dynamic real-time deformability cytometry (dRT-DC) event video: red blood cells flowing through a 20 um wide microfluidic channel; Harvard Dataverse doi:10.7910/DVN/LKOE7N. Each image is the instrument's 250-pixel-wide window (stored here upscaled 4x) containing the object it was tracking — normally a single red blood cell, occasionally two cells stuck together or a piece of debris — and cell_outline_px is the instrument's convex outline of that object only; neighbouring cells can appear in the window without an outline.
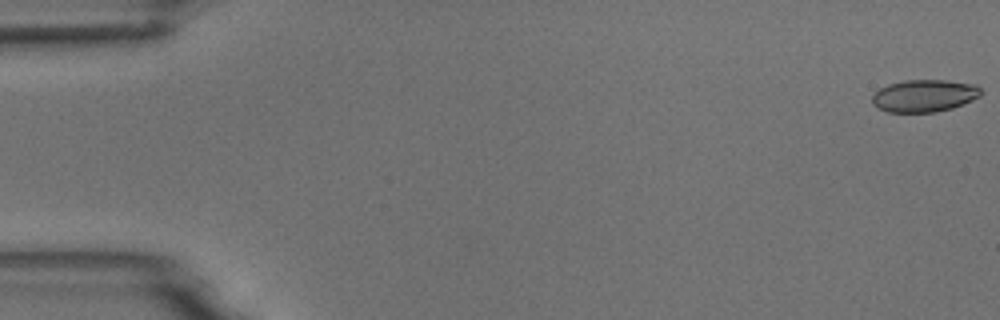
{"species": "common noctule bat (a hibernating species)", "species_latin": "Nyctalus noctula", "temperature_condition": "room temperature", "stored_images_in_passage": 5, "camera_frame_rate_fps": 3000, "um_per_image_px": 0.085, "animal": {"sex": "male", "body_mass_g": 18.8}, "frame": {"image": 1, "passage_image": 1, "time_ms": 0.0, "image_size_px": [1000, 320], "cell_outline_px": [[984, 92], [980, 96], [972, 100], [952, 108], [936, 112], [888, 112], [872, 104], [872, 96], [880, 88], [888, 84], [904, 80], [948, 80], [976, 84]], "centroid_in_image_um": [78.59, 8.13], "position_along_channel_um": 6.4, "area_um2": 20.58}}
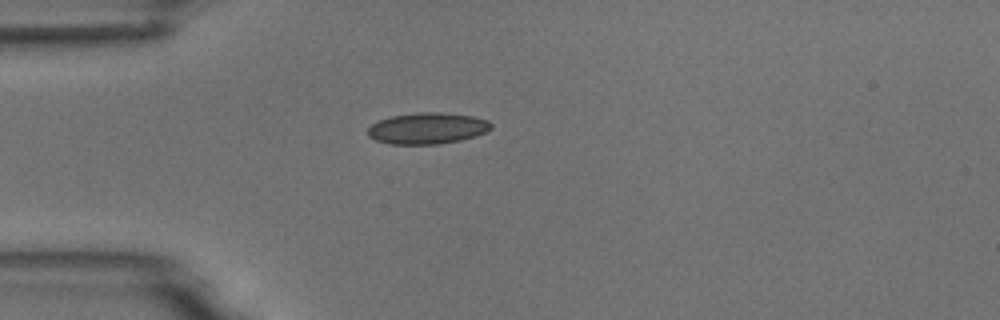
{"frame": {"image": 2, "passage_image": 5, "time_ms": 4.667, "image_size_px": [1000, 320], "cell_outline_px": [[492, 128], [476, 136], [460, 140], [436, 144], [388, 144], [376, 140], [368, 136], [368, 128], [372, 124], [380, 120], [392, 116], [416, 112], [440, 112], [472, 116], [488, 120], [492, 124]], "centroid_in_image_um": [36.32, 10.9], "position_along_channel_um": 48.7, "area_um2": 22.43}}